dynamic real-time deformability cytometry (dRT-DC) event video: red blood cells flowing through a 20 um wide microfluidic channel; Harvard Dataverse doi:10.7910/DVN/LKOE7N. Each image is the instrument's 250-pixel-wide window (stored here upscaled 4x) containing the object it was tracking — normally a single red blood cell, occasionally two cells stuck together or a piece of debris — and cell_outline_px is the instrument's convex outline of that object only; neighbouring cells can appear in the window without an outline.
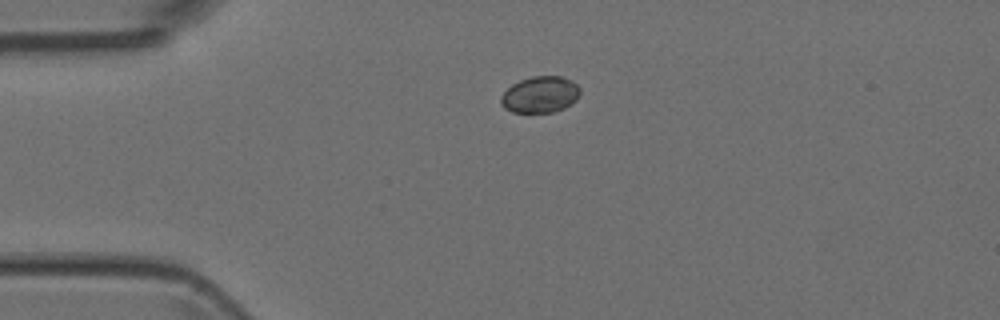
{"species": "Egyptian fruit bat (a non-hibernating species)", "species_latin": "Rousettus aegyptiacus", "temperature_condition": "room temperature", "stored_images_in_passage": 7, "camera_frame_rate_fps": 3000, "um_per_image_px": 0.085, "animal": {"sex": "female"}, "frame": {"image": 1, "passage_image": 1, "time_ms": 0.0, "image_size_px": [1000, 320], "cell_outline_px": [[580, 92], [576, 100], [564, 108], [552, 112], [512, 112], [504, 108], [500, 104], [500, 96], [512, 84], [520, 80], [532, 76], [560, 76], [572, 80], [580, 88]], "centroid_in_image_um": [45.9, 8.03], "position_along_channel_um": 39.1, "area_um2": 16.82}}
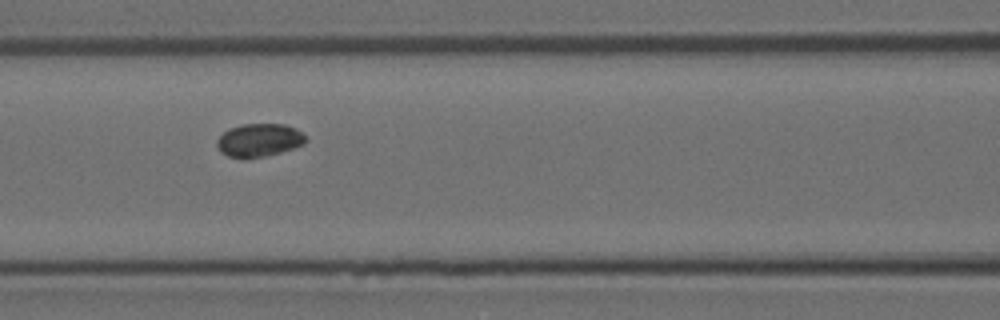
{"frame": {"image": 2, "passage_image": 4, "time_ms": 3.333, "image_size_px": [1000, 320], "cell_outline_px": [[308, 140], [304, 144], [280, 152], [264, 156], [228, 156], [220, 152], [216, 144], [216, 140], [228, 128], [244, 124], [284, 124], [296, 128]], "centroid_in_image_um": [22.02, 11.88], "position_along_channel_um": 144.6, "area_um2": 16.76}}
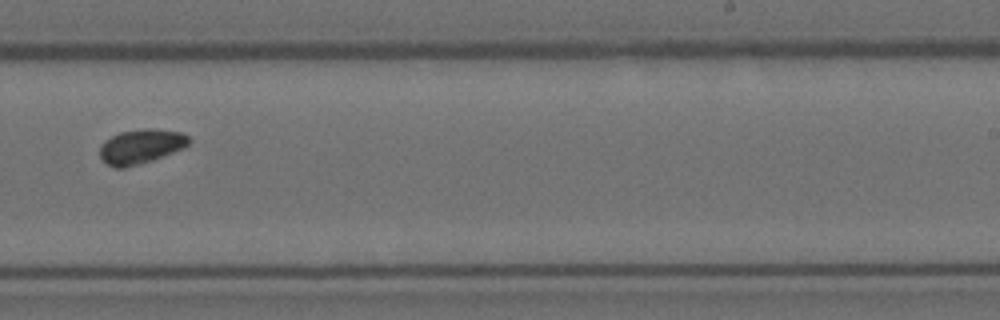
{"frame": {"image": 3, "passage_image": 7, "time_ms": 6.667, "image_size_px": [1000, 320], "cell_outline_px": [[192, 140], [184, 148], [152, 160], [124, 168], [116, 168], [100, 160], [100, 144], [104, 140], [120, 132], [144, 128], [152, 128], [180, 132], [188, 136]], "centroid_in_image_um": [11.96, 12.44], "position_along_channel_um": 277.0, "area_um2": 17.98}}